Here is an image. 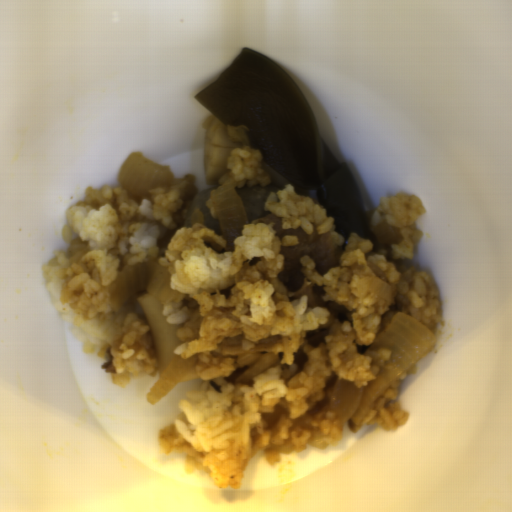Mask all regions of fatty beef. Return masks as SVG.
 Segmentation results:
<instances>
[{
    "label": "fatty beef",
    "instance_id": "obj_5",
    "mask_svg": "<svg viewBox=\"0 0 512 512\" xmlns=\"http://www.w3.org/2000/svg\"><path fill=\"white\" fill-rule=\"evenodd\" d=\"M308 358L309 353L301 348L300 350L294 353L292 364H280V373L278 377L283 379L284 384H288L294 376H296L298 373L302 371Z\"/></svg>",
    "mask_w": 512,
    "mask_h": 512
},
{
    "label": "fatty beef",
    "instance_id": "obj_7",
    "mask_svg": "<svg viewBox=\"0 0 512 512\" xmlns=\"http://www.w3.org/2000/svg\"><path fill=\"white\" fill-rule=\"evenodd\" d=\"M203 241L206 245V247L211 248L217 253L223 254L228 249L226 247L222 246L221 244L217 243L212 237L204 236Z\"/></svg>",
    "mask_w": 512,
    "mask_h": 512
},
{
    "label": "fatty beef",
    "instance_id": "obj_3",
    "mask_svg": "<svg viewBox=\"0 0 512 512\" xmlns=\"http://www.w3.org/2000/svg\"><path fill=\"white\" fill-rule=\"evenodd\" d=\"M181 181L184 183V188L179 197L181 201V206L173 211L172 218L176 227H168L164 226L161 228L158 237V245L157 249L160 252H165L173 240V235L182 227H184L185 218L187 212L198 192V188L196 187V177L195 175L186 174L183 175Z\"/></svg>",
    "mask_w": 512,
    "mask_h": 512
},
{
    "label": "fatty beef",
    "instance_id": "obj_1",
    "mask_svg": "<svg viewBox=\"0 0 512 512\" xmlns=\"http://www.w3.org/2000/svg\"><path fill=\"white\" fill-rule=\"evenodd\" d=\"M264 222L273 224L272 230L282 241L284 235L296 236V246L280 245L279 253L283 258L282 267L278 275L271 281L273 302L276 304L288 299L292 302L301 296H306L307 306H324L329 312V318L325 324L307 331L305 341L311 347L319 346L330 333L331 326L335 322H349L354 326L351 311L342 303L325 299V290L321 285L315 284L305 274L301 259L308 256L314 261V269L318 275L324 276L328 269L340 267L341 255L345 246H336L329 231L319 234L312 222L313 232L307 234L302 227L282 228V218L275 213L269 216L254 218L252 224Z\"/></svg>",
    "mask_w": 512,
    "mask_h": 512
},
{
    "label": "fatty beef",
    "instance_id": "obj_2",
    "mask_svg": "<svg viewBox=\"0 0 512 512\" xmlns=\"http://www.w3.org/2000/svg\"><path fill=\"white\" fill-rule=\"evenodd\" d=\"M373 249L366 252L368 258L372 255H382L387 262H391L397 273L405 272L409 266V260L403 258H395L392 251V245H399L402 236L398 228H394L391 224L380 223L374 229L365 234Z\"/></svg>",
    "mask_w": 512,
    "mask_h": 512
},
{
    "label": "fatty beef",
    "instance_id": "obj_6",
    "mask_svg": "<svg viewBox=\"0 0 512 512\" xmlns=\"http://www.w3.org/2000/svg\"><path fill=\"white\" fill-rule=\"evenodd\" d=\"M262 416L267 423L265 431H268L271 437H275L278 434L277 429L280 424L291 421L289 409L280 403L274 407L273 413H264Z\"/></svg>",
    "mask_w": 512,
    "mask_h": 512
},
{
    "label": "fatty beef",
    "instance_id": "obj_8",
    "mask_svg": "<svg viewBox=\"0 0 512 512\" xmlns=\"http://www.w3.org/2000/svg\"><path fill=\"white\" fill-rule=\"evenodd\" d=\"M106 355H108L109 359L106 363L102 364L101 368L106 372V374H115L116 375V368L113 365L114 356L111 353L110 347L107 349Z\"/></svg>",
    "mask_w": 512,
    "mask_h": 512
},
{
    "label": "fatty beef",
    "instance_id": "obj_4",
    "mask_svg": "<svg viewBox=\"0 0 512 512\" xmlns=\"http://www.w3.org/2000/svg\"><path fill=\"white\" fill-rule=\"evenodd\" d=\"M338 379L336 372L332 370L329 376H326L324 382V389L322 392V396L319 401L315 402L305 414L311 416L312 418H316L318 414H322L328 409L331 408V392L334 388V385Z\"/></svg>",
    "mask_w": 512,
    "mask_h": 512
}]
</instances>
